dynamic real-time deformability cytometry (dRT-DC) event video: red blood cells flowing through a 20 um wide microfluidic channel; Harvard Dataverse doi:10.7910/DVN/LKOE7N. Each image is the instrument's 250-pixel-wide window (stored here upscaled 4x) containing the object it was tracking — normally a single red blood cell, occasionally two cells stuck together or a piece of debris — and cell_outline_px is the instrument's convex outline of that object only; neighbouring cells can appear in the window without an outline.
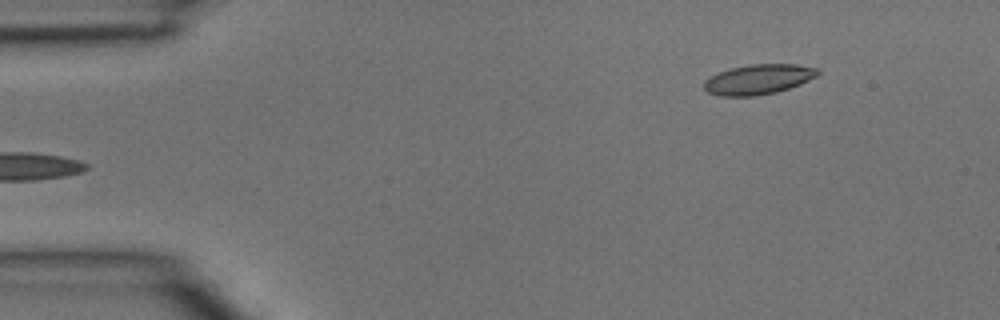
{"species": "common noctule bat (a hibernating species)", "species_latin": "Nyctalus noctula", "temperature_condition": "room temperature", "stored_images_in_passage": 4, "segment_of_instrument_passage": [2, 2], "camera_frame_rate_fps": 3000, "um_per_image_px": 0.085, "animal": {"sex": "male", "body_mass_g": 15.6}, "frame": {"image": 1, "passage_image": 4, "time_ms": 1.0, "image_size_px": [1000, 320], "cell_outline_px": [[820, 72], [816, 76], [800, 84], [776, 92], [752, 96], [720, 96], [708, 92], [704, 88], [704, 80], [720, 72], [732, 68], [752, 64], [796, 64], [820, 68]], "centroid_in_image_um": [64.49, 6.74], "position_along_channel_um": 20.5, "area_um2": 19.71}}